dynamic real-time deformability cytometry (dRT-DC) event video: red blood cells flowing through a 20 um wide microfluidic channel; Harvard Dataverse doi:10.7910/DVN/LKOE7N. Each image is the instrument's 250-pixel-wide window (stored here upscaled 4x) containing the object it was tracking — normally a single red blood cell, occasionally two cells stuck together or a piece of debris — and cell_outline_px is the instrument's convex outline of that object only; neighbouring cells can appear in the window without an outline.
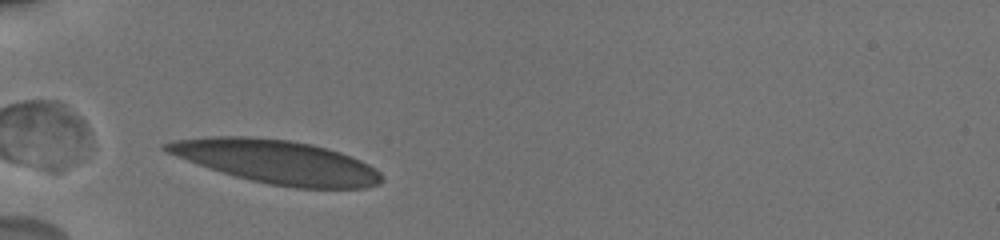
{"species": "human", "species_latin": "Homo sapiens", "temperature_condition": "cold", "stored_images_in_passage": 10, "camera_frame_rate_fps": 3000, "um_per_image_px": 0.085, "donor": {"sex": "male"}, "frame": {"image": 1, "passage_image": 1, "time_ms": 0.0, "image_size_px": [1000, 240], "cell_outline_px": [[384, 180], [380, 184], [364, 188], [296, 188], [272, 184], [252, 180], [236, 176], [208, 168], [164, 152], [160, 148], [164, 144], [172, 140], [208, 136], [248, 136], [288, 140], [312, 144], [328, 148], [352, 156], [368, 164], [380, 172], [384, 176]], "centroid_in_image_um": [23.51, 13.74], "position_along_channel_um": 61.5, "area_um2": 54.79}}
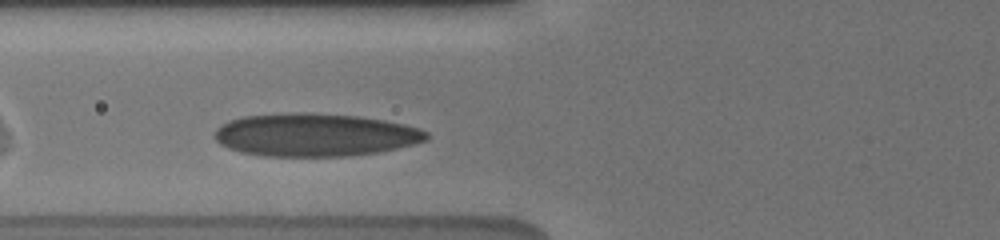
{"frame": {"image": 2, "passage_image": 9, "time_ms": 1.333, "image_size_px": [1000, 240], "cell_outline_px": [[428, 140], [380, 152], [348, 156], [264, 156], [240, 152], [228, 148], [220, 144], [212, 136], [212, 132], [220, 124], [228, 120], [244, 116], [300, 112], [308, 112], [356, 116], [384, 120], [404, 124], [420, 128], [428, 132]], "centroid_in_image_um": [26.73, 11.46], "position_along_channel_um": 99.1, "area_um2": 53.35}}